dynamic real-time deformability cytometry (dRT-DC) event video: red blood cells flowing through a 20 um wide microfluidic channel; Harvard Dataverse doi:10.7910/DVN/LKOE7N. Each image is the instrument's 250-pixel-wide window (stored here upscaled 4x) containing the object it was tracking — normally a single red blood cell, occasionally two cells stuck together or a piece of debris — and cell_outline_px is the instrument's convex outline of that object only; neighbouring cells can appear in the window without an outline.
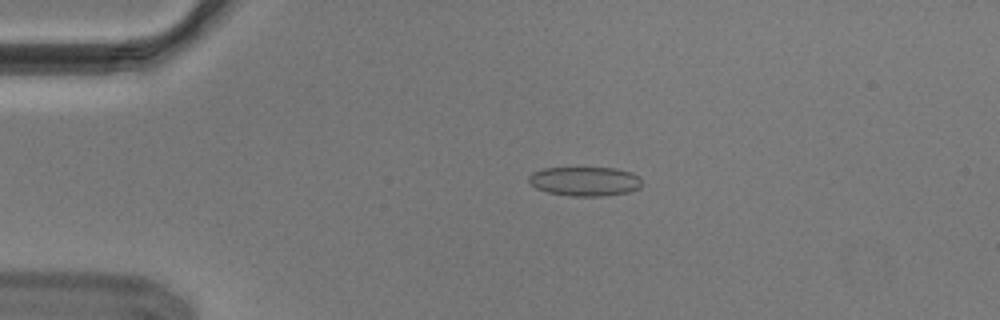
{"species": "Egyptian fruit bat (a non-hibernating species)", "species_latin": "Rousettus aegyptiacus", "temperature_condition": "cold", "stored_images_in_passage": 46, "camera_frame_rate_fps": 3000, "um_per_image_px": 0.085, "animal": {"sex": "male"}, "frame": {"image": 1, "passage_image": 4, "time_ms": 1.0, "image_size_px": [1000, 320], "cell_outline_px": [[640, 188], [628, 192], [604, 196], [572, 196], [548, 192], [536, 188], [528, 180], [528, 176], [532, 172], [544, 168], [616, 168], [632, 172], [640, 176]], "centroid_in_image_um": [49.72, 15.41], "position_along_channel_um": 35.3, "area_um2": 19.31}}
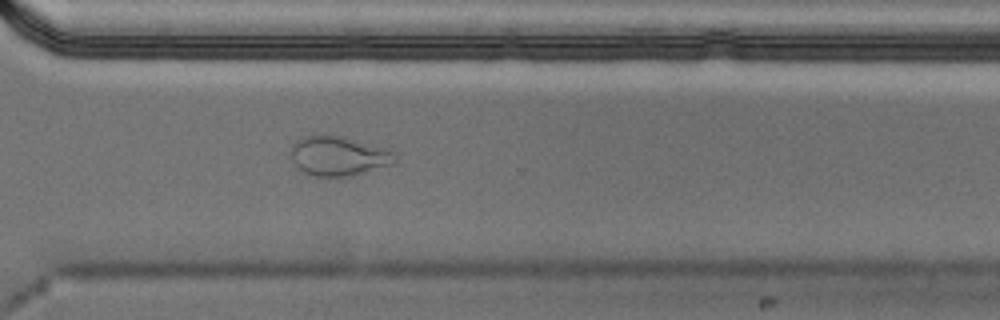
{"frame": {"image": 2, "passage_image": 32, "time_ms": 10.333, "image_size_px": [1000, 320], "cell_outline_px": [[396, 164], [352, 176], [308, 176], [292, 160], [292, 144], [300, 136], [320, 132], [344, 136], [388, 148], [396, 156]], "centroid_in_image_um": [28.79, 13.22], "position_along_channel_um": 341.8, "area_um2": 24.8}}
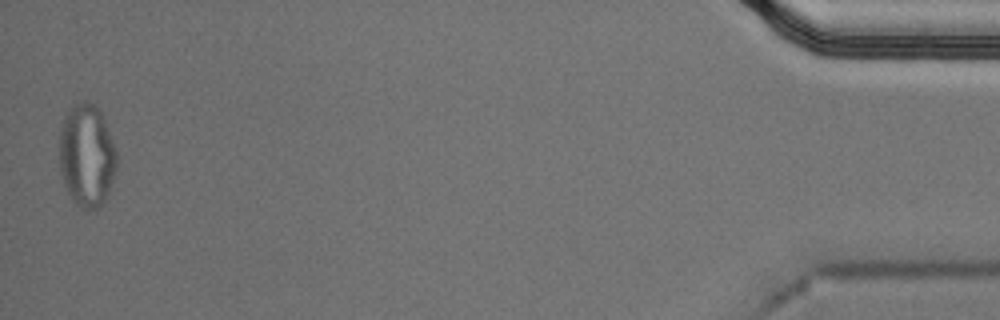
{"frame": {"image": 3, "passage_image": 46, "time_ms": 15.0, "image_size_px": [1000, 320], "cell_outline_px": [[116, 172], [108, 196], [100, 208], [96, 212], [80, 208], [72, 200], [64, 184], [60, 168], [60, 128], [64, 116], [68, 108], [84, 100], [96, 104], [104, 120], [116, 148]], "centroid_in_image_um": [7.39, 13.26], "position_along_channel_um": 427.8, "area_um2": 34.91}, "authors_computed_cell_mechanics": {"area_um2": 19.4208, "velocity_mm_per_s": 3.693, "shape_relaxation_time_tau1_ms": null, "shape_relaxation_time_tau2_ms": 1.2963, "deformation_change_tau1": null, "deformation_change_tau2": 0.0561}}